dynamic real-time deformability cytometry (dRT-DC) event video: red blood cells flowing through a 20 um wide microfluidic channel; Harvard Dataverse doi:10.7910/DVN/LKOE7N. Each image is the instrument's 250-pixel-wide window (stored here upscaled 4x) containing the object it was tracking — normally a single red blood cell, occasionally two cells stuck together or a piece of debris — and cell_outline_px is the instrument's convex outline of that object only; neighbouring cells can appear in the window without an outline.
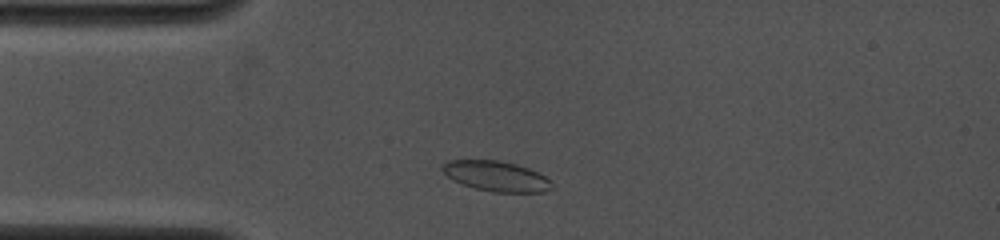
{"species": "common noctule bat (a hibernating species)", "species_latin": "Nyctalus noctula", "temperature_condition": "cold", "stored_images_in_passage": 24, "camera_frame_rate_fps": 4000, "um_per_image_px": 0.085, "animal": {"sex": "female", "body_mass_g": 19.0, "forearm_length_mm": 53.3}, "frame": {"image": 1, "passage_image": 3, "time_ms": 1.0, "image_size_px": [1000, 240], "cell_outline_px": [[552, 188], [544, 192], [492, 192], [476, 188], [452, 180], [440, 168], [440, 164], [448, 160], [496, 160], [516, 164], [528, 168], [552, 180]], "centroid_in_image_um": [42.16, 14.97], "position_along_channel_um": 42.8, "area_um2": 19.25}}
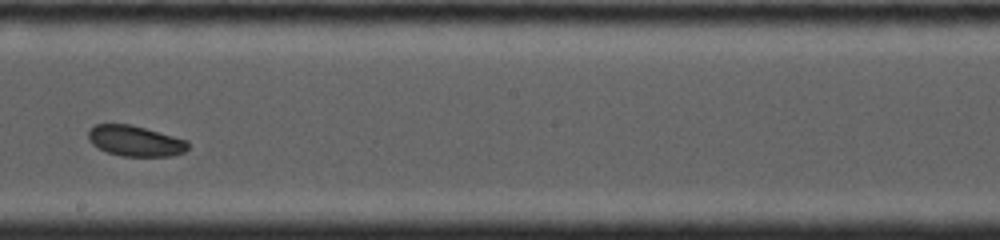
{"frame": {"image": 2, "passage_image": 14, "time_ms": 6.25, "image_size_px": [1000, 240], "cell_outline_px": [[188, 148], [184, 152], [172, 156], [120, 156], [108, 152], [92, 144], [88, 140], [88, 132], [96, 124], [132, 124], [188, 140]], "centroid_in_image_um": [11.51, 11.98], "position_along_channel_um": 236.7, "area_um2": 17.8}}
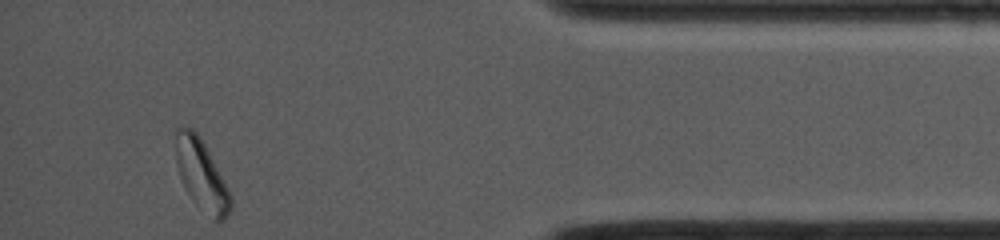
{"frame": {"image": 3, "passage_image": 24, "time_ms": 11.5, "image_size_px": [1000, 240], "cell_outline_px": [[232, 208], [228, 216], [224, 220], [216, 224], [192, 200], [180, 176], [176, 164], [176, 128], [184, 124], [192, 128], [200, 136], [224, 180], [232, 196]], "centroid_in_image_um": [17.15, 14.9], "position_along_channel_um": 418.1, "area_um2": 22.77}, "authors_computed_cell_mechanics": {"area_um2": 18.6405, "velocity_mm_per_s": 4.0243, "shape_relaxation_time_tau1_ms": 10.3108, "shape_relaxation_time_tau2_ms": 4.7502, "deformation_change_tau1": 0.1301, "deformation_change_tau2": 0.0728}}